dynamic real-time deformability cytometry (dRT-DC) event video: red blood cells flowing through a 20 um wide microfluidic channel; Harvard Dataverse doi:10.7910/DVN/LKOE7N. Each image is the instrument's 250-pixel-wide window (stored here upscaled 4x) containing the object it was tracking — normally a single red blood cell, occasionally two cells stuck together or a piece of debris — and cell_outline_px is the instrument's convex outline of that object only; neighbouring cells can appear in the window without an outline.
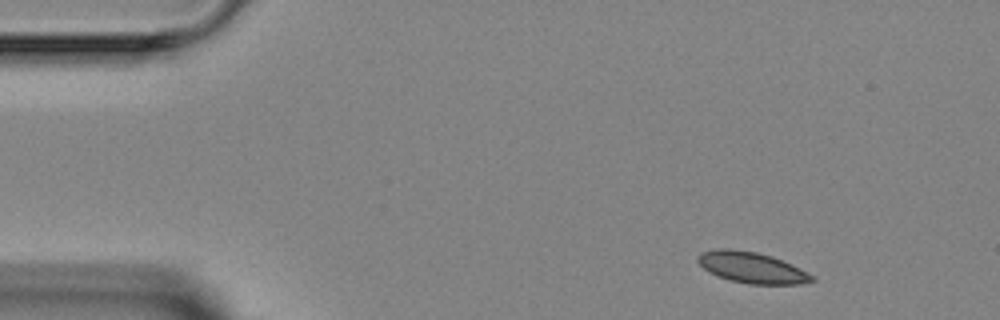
{"species": "Egyptian fruit bat (a non-hibernating species)", "species_latin": "Rousettus aegyptiacus", "temperature_condition": "room temperature", "stored_images_in_passage": 4, "camera_frame_rate_fps": 3000, "um_per_image_px": 0.085, "animal": {"sex": "female"}, "frame": {"image": 1, "passage_image": 1, "time_ms": 0.0, "image_size_px": [1000, 320], "cell_outline_px": [[816, 280], [800, 284], [748, 284], [732, 280], [720, 276], [704, 268], [696, 260], [696, 256], [700, 252], [716, 248], [732, 248], [756, 252], [772, 256], [792, 264], [816, 276]], "centroid_in_image_um": [63.93, 22.72], "position_along_channel_um": 21.1, "area_um2": 20.69}}
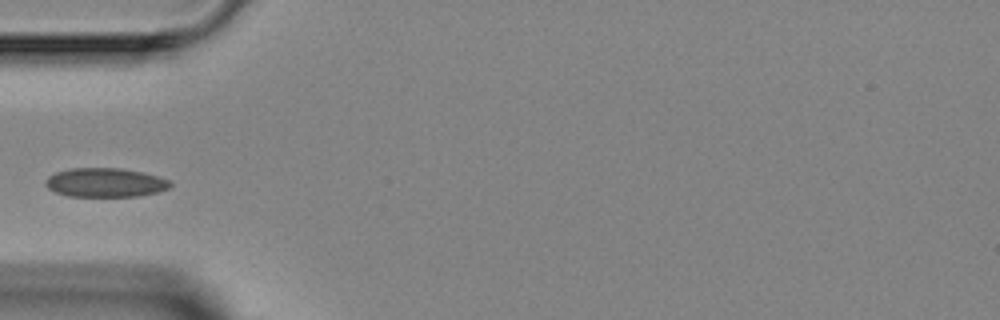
{"frame": {"image": 2, "passage_image": 3, "time_ms": 3.333, "image_size_px": [1000, 320], "cell_outline_px": [[172, 184], [168, 188], [156, 192], [136, 196], [68, 196], [56, 192], [48, 188], [44, 184], [44, 180], [48, 176], [56, 172], [72, 168], [120, 168], [144, 172], [168, 180]], "centroid_in_image_um": [8.9, 15.51], "position_along_channel_um": 76.1, "area_um2": 20.98}}
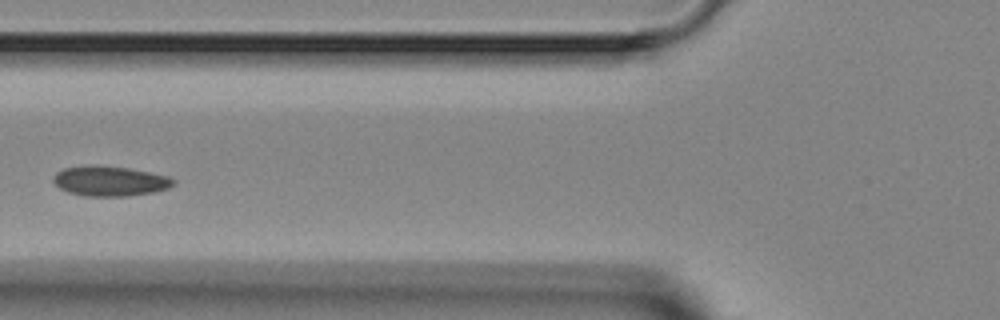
{"frame": {"image": 3, "passage_image": 4, "time_ms": 4.333, "image_size_px": [1000, 320], "cell_outline_px": [[176, 184], [168, 188], [152, 192], [128, 196], [84, 196], [68, 192], [60, 188], [52, 180], [52, 176], [56, 172], [64, 168], [92, 164], [96, 164], [128, 168], [168, 176], [176, 180]], "centroid_in_image_um": [9.32, 15.38], "position_along_channel_um": 116.5, "area_um2": 21.15}}